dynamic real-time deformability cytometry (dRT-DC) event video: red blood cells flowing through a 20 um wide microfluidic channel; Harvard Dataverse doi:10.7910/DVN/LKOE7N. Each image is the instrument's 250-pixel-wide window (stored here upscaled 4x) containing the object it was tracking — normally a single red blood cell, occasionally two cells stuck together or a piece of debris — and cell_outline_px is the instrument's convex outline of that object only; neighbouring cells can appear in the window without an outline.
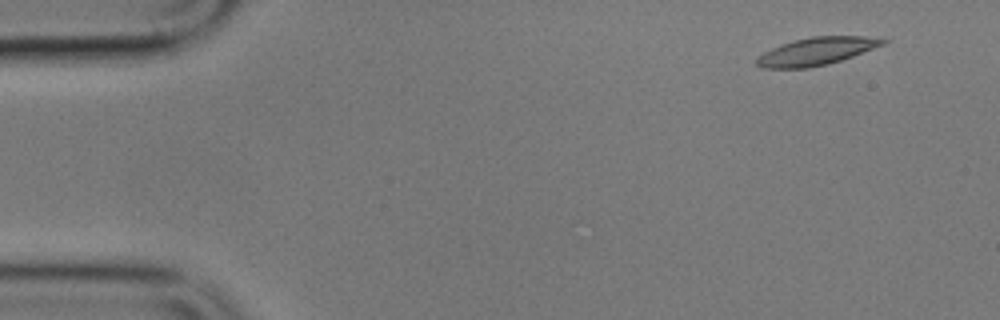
{"species": "common noctule bat (a hibernating species)", "species_latin": "Nyctalus noctula", "temperature_condition": "cold", "stored_images_in_passage": 2, "camera_frame_rate_fps": 3000, "um_per_image_px": 0.085, "animal": {"sex": "male", "body_mass_g": 17.9}, "frame": {"image": 1, "passage_image": 2, "time_ms": 1.667, "image_size_px": [1000, 320], "cell_outline_px": [[892, 40], [884, 44], [852, 56], [828, 64], [808, 68], [760, 68], [756, 64], [756, 56], [780, 44], [812, 36], [864, 36]], "centroid_in_image_um": [69.37, 4.36], "position_along_channel_um": 15.6, "area_um2": 20.29}}